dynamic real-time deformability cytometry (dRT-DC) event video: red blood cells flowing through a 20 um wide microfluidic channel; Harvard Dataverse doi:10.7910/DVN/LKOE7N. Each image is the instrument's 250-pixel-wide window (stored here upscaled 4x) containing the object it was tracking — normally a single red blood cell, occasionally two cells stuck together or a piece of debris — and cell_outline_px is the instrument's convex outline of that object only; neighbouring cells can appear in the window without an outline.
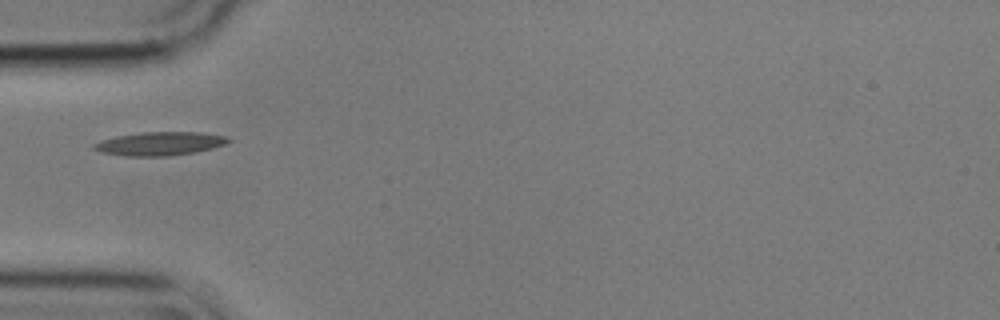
{"species": "common noctule bat (a hibernating species)", "species_latin": "Nyctalus noctula", "temperature_condition": "cold", "stored_images_in_passage": 39, "camera_frame_rate_fps": 3000, "um_per_image_px": 0.085, "animal": {"sex": "male", "body_mass_g": 17.9}, "frame": {"image": 1, "passage_image": 1, "time_ms": 0.0, "image_size_px": [1000, 320], "cell_outline_px": [[232, 140], [224, 144], [212, 148], [196, 152], [168, 156], [128, 156], [100, 152], [92, 148], [92, 144], [100, 140], [116, 136], [140, 132], [200, 132], [228, 136]], "centroid_in_image_um": [13.57, 12.2], "position_along_channel_um": 71.4, "area_um2": 18.55}}
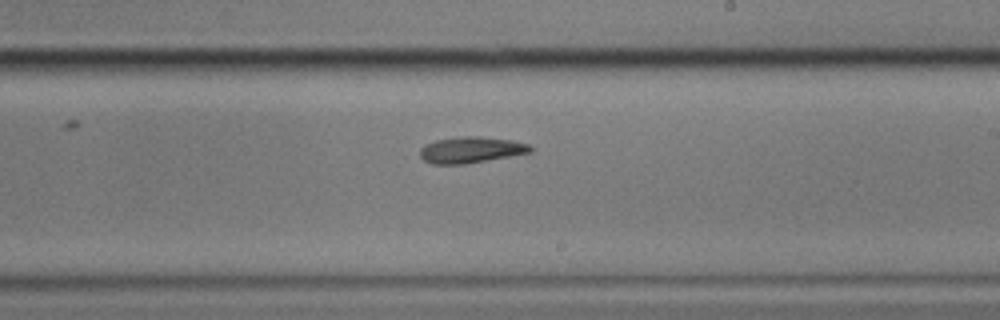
{"frame": {"image": 2, "passage_image": 16, "time_ms": 5.0, "image_size_px": [1000, 320], "cell_outline_px": [[532, 152], [464, 164], [432, 164], [424, 160], [420, 156], [420, 148], [424, 144], [436, 140], [464, 136], [480, 136], [512, 140], [528, 144], [532, 148]], "centroid_in_image_um": [40.01, 12.73], "position_along_channel_um": 249.0, "area_um2": 16.76}}
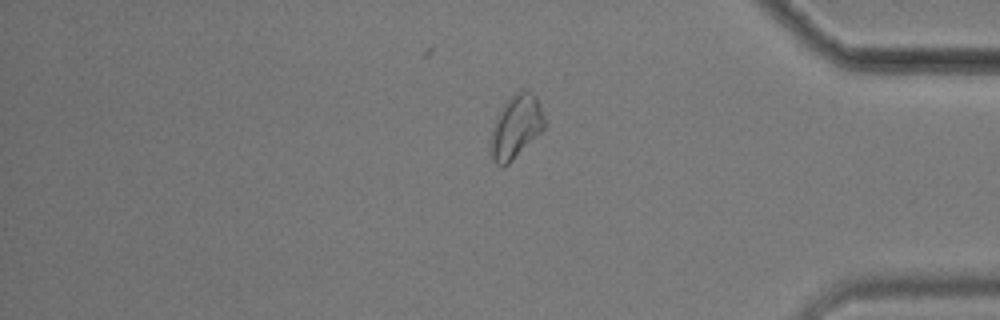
{"frame": {"image": 3, "passage_image": 30, "time_ms": 9.667, "image_size_px": [1000, 320], "cell_outline_px": [[544, 128], [504, 168], [500, 168], [492, 160], [488, 140], [496, 116], [504, 104], [520, 88], [524, 88], [532, 92], [536, 96], [544, 120]], "centroid_in_image_um": [43.79, 10.79], "position_along_channel_um": 391.4, "area_um2": 19.88}, "authors_computed_cell_mechanics": {"area_um2": 16.8776, "velocity_mm_per_s": 3.5454, "shape_relaxation_time_tau1_ms": 2.675, "shape_relaxation_time_tau2_ms": 6.4673, "deformation_change_tau1": 0.1178, "deformation_change_tau2": 0.1418}}